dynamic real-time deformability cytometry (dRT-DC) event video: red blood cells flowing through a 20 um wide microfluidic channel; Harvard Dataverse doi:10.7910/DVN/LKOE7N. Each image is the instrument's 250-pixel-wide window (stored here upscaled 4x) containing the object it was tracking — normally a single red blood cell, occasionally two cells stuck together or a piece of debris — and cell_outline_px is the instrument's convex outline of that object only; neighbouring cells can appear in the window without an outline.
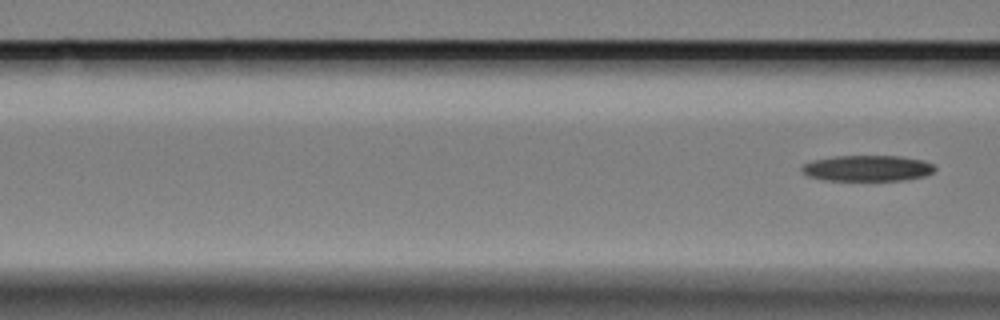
{"species": "Egyptian fruit bat (a non-hibernating species)", "species_latin": "Rousettus aegyptiacus", "temperature_condition": "cold", "stored_images_in_passage": 7, "segment_of_instrument_passage": [2, 2], "camera_frame_rate_fps": 3000, "um_per_image_px": 0.085, "animal": {"sex": "female"}, "frame": {"image": 1, "passage_image": 7, "time_ms": 7.0, "image_size_px": [1000, 320], "cell_outline_px": [[936, 168], [932, 172], [924, 176], [904, 180], [824, 180], [808, 176], [800, 172], [800, 164], [812, 160], [832, 156], [900, 156], [924, 160], [932, 164]], "centroid_in_image_um": [73.66, 14.29], "position_along_channel_um": 92.9, "area_um2": 20.29}}